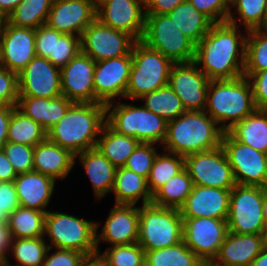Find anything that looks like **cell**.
<instances>
[{"label": "cell", "mask_w": 267, "mask_h": 266, "mask_svg": "<svg viewBox=\"0 0 267 266\" xmlns=\"http://www.w3.org/2000/svg\"><path fill=\"white\" fill-rule=\"evenodd\" d=\"M240 31L228 22L214 23L196 45L194 62L209 80L243 76L247 36Z\"/></svg>", "instance_id": "cell-1"}, {"label": "cell", "mask_w": 267, "mask_h": 266, "mask_svg": "<svg viewBox=\"0 0 267 266\" xmlns=\"http://www.w3.org/2000/svg\"><path fill=\"white\" fill-rule=\"evenodd\" d=\"M106 123V104L74 102L65 116L50 130L47 139L74 155L96 147Z\"/></svg>", "instance_id": "cell-2"}, {"label": "cell", "mask_w": 267, "mask_h": 266, "mask_svg": "<svg viewBox=\"0 0 267 266\" xmlns=\"http://www.w3.org/2000/svg\"><path fill=\"white\" fill-rule=\"evenodd\" d=\"M224 131L205 111H186L168 122L164 151L187 156L221 145Z\"/></svg>", "instance_id": "cell-3"}, {"label": "cell", "mask_w": 267, "mask_h": 266, "mask_svg": "<svg viewBox=\"0 0 267 266\" xmlns=\"http://www.w3.org/2000/svg\"><path fill=\"white\" fill-rule=\"evenodd\" d=\"M255 109L252 87L247 77L209 81L204 111L224 132Z\"/></svg>", "instance_id": "cell-4"}, {"label": "cell", "mask_w": 267, "mask_h": 266, "mask_svg": "<svg viewBox=\"0 0 267 266\" xmlns=\"http://www.w3.org/2000/svg\"><path fill=\"white\" fill-rule=\"evenodd\" d=\"M106 123L117 133L137 139L141 143L159 144L165 140L168 122L144 106L131 103L106 104Z\"/></svg>", "instance_id": "cell-5"}, {"label": "cell", "mask_w": 267, "mask_h": 266, "mask_svg": "<svg viewBox=\"0 0 267 266\" xmlns=\"http://www.w3.org/2000/svg\"><path fill=\"white\" fill-rule=\"evenodd\" d=\"M132 66L125 99L133 102L168 84L173 62L140 40L133 45Z\"/></svg>", "instance_id": "cell-6"}, {"label": "cell", "mask_w": 267, "mask_h": 266, "mask_svg": "<svg viewBox=\"0 0 267 266\" xmlns=\"http://www.w3.org/2000/svg\"><path fill=\"white\" fill-rule=\"evenodd\" d=\"M183 241V218L177 208L152 203L139 206L138 244L146 251L171 247Z\"/></svg>", "instance_id": "cell-7"}, {"label": "cell", "mask_w": 267, "mask_h": 266, "mask_svg": "<svg viewBox=\"0 0 267 266\" xmlns=\"http://www.w3.org/2000/svg\"><path fill=\"white\" fill-rule=\"evenodd\" d=\"M49 247L75 250L87 257L97 254L96 222L74 215L48 211L45 215L44 237Z\"/></svg>", "instance_id": "cell-8"}, {"label": "cell", "mask_w": 267, "mask_h": 266, "mask_svg": "<svg viewBox=\"0 0 267 266\" xmlns=\"http://www.w3.org/2000/svg\"><path fill=\"white\" fill-rule=\"evenodd\" d=\"M140 41L151 49L161 52L173 63H187L195 59L196 45L167 14H146Z\"/></svg>", "instance_id": "cell-9"}, {"label": "cell", "mask_w": 267, "mask_h": 266, "mask_svg": "<svg viewBox=\"0 0 267 266\" xmlns=\"http://www.w3.org/2000/svg\"><path fill=\"white\" fill-rule=\"evenodd\" d=\"M263 187L236 184L230 191L228 231L236 234H266L263 217Z\"/></svg>", "instance_id": "cell-10"}, {"label": "cell", "mask_w": 267, "mask_h": 266, "mask_svg": "<svg viewBox=\"0 0 267 266\" xmlns=\"http://www.w3.org/2000/svg\"><path fill=\"white\" fill-rule=\"evenodd\" d=\"M221 146L232 167L236 184L267 185V154L236 141L228 132L223 133Z\"/></svg>", "instance_id": "cell-11"}, {"label": "cell", "mask_w": 267, "mask_h": 266, "mask_svg": "<svg viewBox=\"0 0 267 266\" xmlns=\"http://www.w3.org/2000/svg\"><path fill=\"white\" fill-rule=\"evenodd\" d=\"M184 167L194 185L229 190L236 185L232 167L221 145L185 156Z\"/></svg>", "instance_id": "cell-12"}, {"label": "cell", "mask_w": 267, "mask_h": 266, "mask_svg": "<svg viewBox=\"0 0 267 266\" xmlns=\"http://www.w3.org/2000/svg\"><path fill=\"white\" fill-rule=\"evenodd\" d=\"M136 40L129 34L113 29L95 19L81 35V52L95 62L131 55Z\"/></svg>", "instance_id": "cell-13"}, {"label": "cell", "mask_w": 267, "mask_h": 266, "mask_svg": "<svg viewBox=\"0 0 267 266\" xmlns=\"http://www.w3.org/2000/svg\"><path fill=\"white\" fill-rule=\"evenodd\" d=\"M227 232V219L183 218V241L204 263L217 256Z\"/></svg>", "instance_id": "cell-14"}, {"label": "cell", "mask_w": 267, "mask_h": 266, "mask_svg": "<svg viewBox=\"0 0 267 266\" xmlns=\"http://www.w3.org/2000/svg\"><path fill=\"white\" fill-rule=\"evenodd\" d=\"M96 19L141 40L146 21L145 0H104L96 7Z\"/></svg>", "instance_id": "cell-15"}, {"label": "cell", "mask_w": 267, "mask_h": 266, "mask_svg": "<svg viewBox=\"0 0 267 266\" xmlns=\"http://www.w3.org/2000/svg\"><path fill=\"white\" fill-rule=\"evenodd\" d=\"M209 81L199 66L192 61L174 63L168 85L181 99L186 111H204Z\"/></svg>", "instance_id": "cell-16"}, {"label": "cell", "mask_w": 267, "mask_h": 266, "mask_svg": "<svg viewBox=\"0 0 267 266\" xmlns=\"http://www.w3.org/2000/svg\"><path fill=\"white\" fill-rule=\"evenodd\" d=\"M19 96L56 98L62 95L61 69L47 58L35 56L18 73Z\"/></svg>", "instance_id": "cell-17"}, {"label": "cell", "mask_w": 267, "mask_h": 266, "mask_svg": "<svg viewBox=\"0 0 267 266\" xmlns=\"http://www.w3.org/2000/svg\"><path fill=\"white\" fill-rule=\"evenodd\" d=\"M132 56L124 55L97 61L94 69L95 103L108 104L117 97L125 98Z\"/></svg>", "instance_id": "cell-18"}, {"label": "cell", "mask_w": 267, "mask_h": 266, "mask_svg": "<svg viewBox=\"0 0 267 266\" xmlns=\"http://www.w3.org/2000/svg\"><path fill=\"white\" fill-rule=\"evenodd\" d=\"M35 56V29L6 21L0 31V66L18 74Z\"/></svg>", "instance_id": "cell-19"}, {"label": "cell", "mask_w": 267, "mask_h": 266, "mask_svg": "<svg viewBox=\"0 0 267 266\" xmlns=\"http://www.w3.org/2000/svg\"><path fill=\"white\" fill-rule=\"evenodd\" d=\"M100 222H96V247L100 254V242L115 245L138 243L139 206L114 204L98 233Z\"/></svg>", "instance_id": "cell-20"}, {"label": "cell", "mask_w": 267, "mask_h": 266, "mask_svg": "<svg viewBox=\"0 0 267 266\" xmlns=\"http://www.w3.org/2000/svg\"><path fill=\"white\" fill-rule=\"evenodd\" d=\"M95 61L80 52L61 68L62 95L77 103H95Z\"/></svg>", "instance_id": "cell-21"}, {"label": "cell", "mask_w": 267, "mask_h": 266, "mask_svg": "<svg viewBox=\"0 0 267 266\" xmlns=\"http://www.w3.org/2000/svg\"><path fill=\"white\" fill-rule=\"evenodd\" d=\"M96 19V6L89 0H54L46 24L62 34L81 37Z\"/></svg>", "instance_id": "cell-22"}, {"label": "cell", "mask_w": 267, "mask_h": 266, "mask_svg": "<svg viewBox=\"0 0 267 266\" xmlns=\"http://www.w3.org/2000/svg\"><path fill=\"white\" fill-rule=\"evenodd\" d=\"M229 189L194 185L180 207L182 218L227 219L229 213Z\"/></svg>", "instance_id": "cell-23"}, {"label": "cell", "mask_w": 267, "mask_h": 266, "mask_svg": "<svg viewBox=\"0 0 267 266\" xmlns=\"http://www.w3.org/2000/svg\"><path fill=\"white\" fill-rule=\"evenodd\" d=\"M265 245V235L236 234L228 231L211 263L215 266H251Z\"/></svg>", "instance_id": "cell-24"}, {"label": "cell", "mask_w": 267, "mask_h": 266, "mask_svg": "<svg viewBox=\"0 0 267 266\" xmlns=\"http://www.w3.org/2000/svg\"><path fill=\"white\" fill-rule=\"evenodd\" d=\"M20 206L48 212L47 206L54 192L56 181L37 171L18 174L14 179Z\"/></svg>", "instance_id": "cell-25"}, {"label": "cell", "mask_w": 267, "mask_h": 266, "mask_svg": "<svg viewBox=\"0 0 267 266\" xmlns=\"http://www.w3.org/2000/svg\"><path fill=\"white\" fill-rule=\"evenodd\" d=\"M75 155L48 139L34 147L33 170L45 176L65 179L75 164Z\"/></svg>", "instance_id": "cell-26"}, {"label": "cell", "mask_w": 267, "mask_h": 266, "mask_svg": "<svg viewBox=\"0 0 267 266\" xmlns=\"http://www.w3.org/2000/svg\"><path fill=\"white\" fill-rule=\"evenodd\" d=\"M73 103L63 95L56 98L19 96L17 108L48 131L65 116Z\"/></svg>", "instance_id": "cell-27"}, {"label": "cell", "mask_w": 267, "mask_h": 266, "mask_svg": "<svg viewBox=\"0 0 267 266\" xmlns=\"http://www.w3.org/2000/svg\"><path fill=\"white\" fill-rule=\"evenodd\" d=\"M76 158L82 163L97 200L112 193L117 168L97 147L76 154L75 160Z\"/></svg>", "instance_id": "cell-28"}, {"label": "cell", "mask_w": 267, "mask_h": 266, "mask_svg": "<svg viewBox=\"0 0 267 266\" xmlns=\"http://www.w3.org/2000/svg\"><path fill=\"white\" fill-rule=\"evenodd\" d=\"M112 191L115 204L136 205L141 199L144 205L152 201L147 179L125 167L117 168Z\"/></svg>", "instance_id": "cell-29"}, {"label": "cell", "mask_w": 267, "mask_h": 266, "mask_svg": "<svg viewBox=\"0 0 267 266\" xmlns=\"http://www.w3.org/2000/svg\"><path fill=\"white\" fill-rule=\"evenodd\" d=\"M227 132L236 141L267 154V110L255 109Z\"/></svg>", "instance_id": "cell-30"}, {"label": "cell", "mask_w": 267, "mask_h": 266, "mask_svg": "<svg viewBox=\"0 0 267 266\" xmlns=\"http://www.w3.org/2000/svg\"><path fill=\"white\" fill-rule=\"evenodd\" d=\"M167 15L195 45L205 37L214 24L188 0L179 4L172 11L168 12Z\"/></svg>", "instance_id": "cell-31"}, {"label": "cell", "mask_w": 267, "mask_h": 266, "mask_svg": "<svg viewBox=\"0 0 267 266\" xmlns=\"http://www.w3.org/2000/svg\"><path fill=\"white\" fill-rule=\"evenodd\" d=\"M139 143L133 137L117 133L105 123L96 147L116 168H120L124 167L127 159Z\"/></svg>", "instance_id": "cell-32"}, {"label": "cell", "mask_w": 267, "mask_h": 266, "mask_svg": "<svg viewBox=\"0 0 267 266\" xmlns=\"http://www.w3.org/2000/svg\"><path fill=\"white\" fill-rule=\"evenodd\" d=\"M46 212L19 206L8 215L7 226L12 239L44 236Z\"/></svg>", "instance_id": "cell-33"}, {"label": "cell", "mask_w": 267, "mask_h": 266, "mask_svg": "<svg viewBox=\"0 0 267 266\" xmlns=\"http://www.w3.org/2000/svg\"><path fill=\"white\" fill-rule=\"evenodd\" d=\"M193 186V181L184 167L152 195L151 203L161 207L180 209Z\"/></svg>", "instance_id": "cell-34"}, {"label": "cell", "mask_w": 267, "mask_h": 266, "mask_svg": "<svg viewBox=\"0 0 267 266\" xmlns=\"http://www.w3.org/2000/svg\"><path fill=\"white\" fill-rule=\"evenodd\" d=\"M47 139V131L17 107L12 111L7 141L35 147Z\"/></svg>", "instance_id": "cell-35"}, {"label": "cell", "mask_w": 267, "mask_h": 266, "mask_svg": "<svg viewBox=\"0 0 267 266\" xmlns=\"http://www.w3.org/2000/svg\"><path fill=\"white\" fill-rule=\"evenodd\" d=\"M233 7L238 14L237 18L234 15L236 13L232 12ZM266 16L267 0H231L227 22L239 28L244 25L247 33L249 30L264 28ZM237 19L241 21L240 24Z\"/></svg>", "instance_id": "cell-36"}, {"label": "cell", "mask_w": 267, "mask_h": 266, "mask_svg": "<svg viewBox=\"0 0 267 266\" xmlns=\"http://www.w3.org/2000/svg\"><path fill=\"white\" fill-rule=\"evenodd\" d=\"M204 262L184 241L171 247L145 252V266H203Z\"/></svg>", "instance_id": "cell-37"}, {"label": "cell", "mask_w": 267, "mask_h": 266, "mask_svg": "<svg viewBox=\"0 0 267 266\" xmlns=\"http://www.w3.org/2000/svg\"><path fill=\"white\" fill-rule=\"evenodd\" d=\"M138 100L144 101L143 106L145 108L162 117L167 122L186 112L181 99L168 84L143 95Z\"/></svg>", "instance_id": "cell-38"}, {"label": "cell", "mask_w": 267, "mask_h": 266, "mask_svg": "<svg viewBox=\"0 0 267 266\" xmlns=\"http://www.w3.org/2000/svg\"><path fill=\"white\" fill-rule=\"evenodd\" d=\"M54 0H22L8 15L7 22L17 27L37 29L46 24Z\"/></svg>", "instance_id": "cell-39"}, {"label": "cell", "mask_w": 267, "mask_h": 266, "mask_svg": "<svg viewBox=\"0 0 267 266\" xmlns=\"http://www.w3.org/2000/svg\"><path fill=\"white\" fill-rule=\"evenodd\" d=\"M246 38V52L243 76L267 69V28L249 30Z\"/></svg>", "instance_id": "cell-40"}, {"label": "cell", "mask_w": 267, "mask_h": 266, "mask_svg": "<svg viewBox=\"0 0 267 266\" xmlns=\"http://www.w3.org/2000/svg\"><path fill=\"white\" fill-rule=\"evenodd\" d=\"M184 168V157L164 151L154 159L147 185L151 195Z\"/></svg>", "instance_id": "cell-41"}, {"label": "cell", "mask_w": 267, "mask_h": 266, "mask_svg": "<svg viewBox=\"0 0 267 266\" xmlns=\"http://www.w3.org/2000/svg\"><path fill=\"white\" fill-rule=\"evenodd\" d=\"M45 237L12 239L9 252L16 260L14 266H43L48 244Z\"/></svg>", "instance_id": "cell-42"}, {"label": "cell", "mask_w": 267, "mask_h": 266, "mask_svg": "<svg viewBox=\"0 0 267 266\" xmlns=\"http://www.w3.org/2000/svg\"><path fill=\"white\" fill-rule=\"evenodd\" d=\"M81 52V37L62 34L53 29L52 54L47 58L54 66L62 68Z\"/></svg>", "instance_id": "cell-43"}, {"label": "cell", "mask_w": 267, "mask_h": 266, "mask_svg": "<svg viewBox=\"0 0 267 266\" xmlns=\"http://www.w3.org/2000/svg\"><path fill=\"white\" fill-rule=\"evenodd\" d=\"M100 253L108 266H145V251L138 243L110 246Z\"/></svg>", "instance_id": "cell-44"}, {"label": "cell", "mask_w": 267, "mask_h": 266, "mask_svg": "<svg viewBox=\"0 0 267 266\" xmlns=\"http://www.w3.org/2000/svg\"><path fill=\"white\" fill-rule=\"evenodd\" d=\"M154 143H139L127 159L124 167L136 174L148 178L154 159L158 154Z\"/></svg>", "instance_id": "cell-45"}, {"label": "cell", "mask_w": 267, "mask_h": 266, "mask_svg": "<svg viewBox=\"0 0 267 266\" xmlns=\"http://www.w3.org/2000/svg\"><path fill=\"white\" fill-rule=\"evenodd\" d=\"M2 149L17 175L33 171L34 147L7 141Z\"/></svg>", "instance_id": "cell-46"}, {"label": "cell", "mask_w": 267, "mask_h": 266, "mask_svg": "<svg viewBox=\"0 0 267 266\" xmlns=\"http://www.w3.org/2000/svg\"><path fill=\"white\" fill-rule=\"evenodd\" d=\"M213 23L227 22L231 0H188Z\"/></svg>", "instance_id": "cell-47"}, {"label": "cell", "mask_w": 267, "mask_h": 266, "mask_svg": "<svg viewBox=\"0 0 267 266\" xmlns=\"http://www.w3.org/2000/svg\"><path fill=\"white\" fill-rule=\"evenodd\" d=\"M18 74L0 66V105L17 106Z\"/></svg>", "instance_id": "cell-48"}, {"label": "cell", "mask_w": 267, "mask_h": 266, "mask_svg": "<svg viewBox=\"0 0 267 266\" xmlns=\"http://www.w3.org/2000/svg\"><path fill=\"white\" fill-rule=\"evenodd\" d=\"M51 249H55V252L48 254ZM86 258L79 251L48 247L43 266H81Z\"/></svg>", "instance_id": "cell-49"}, {"label": "cell", "mask_w": 267, "mask_h": 266, "mask_svg": "<svg viewBox=\"0 0 267 266\" xmlns=\"http://www.w3.org/2000/svg\"><path fill=\"white\" fill-rule=\"evenodd\" d=\"M256 109L267 110V69L248 77Z\"/></svg>", "instance_id": "cell-50"}, {"label": "cell", "mask_w": 267, "mask_h": 266, "mask_svg": "<svg viewBox=\"0 0 267 266\" xmlns=\"http://www.w3.org/2000/svg\"><path fill=\"white\" fill-rule=\"evenodd\" d=\"M53 28L43 24L35 29V50L36 55L48 58L52 54Z\"/></svg>", "instance_id": "cell-51"}, {"label": "cell", "mask_w": 267, "mask_h": 266, "mask_svg": "<svg viewBox=\"0 0 267 266\" xmlns=\"http://www.w3.org/2000/svg\"><path fill=\"white\" fill-rule=\"evenodd\" d=\"M0 201L1 207L7 215L11 214L20 206L16 187L13 181L0 182Z\"/></svg>", "instance_id": "cell-52"}, {"label": "cell", "mask_w": 267, "mask_h": 266, "mask_svg": "<svg viewBox=\"0 0 267 266\" xmlns=\"http://www.w3.org/2000/svg\"><path fill=\"white\" fill-rule=\"evenodd\" d=\"M186 0H145L146 14H167Z\"/></svg>", "instance_id": "cell-53"}, {"label": "cell", "mask_w": 267, "mask_h": 266, "mask_svg": "<svg viewBox=\"0 0 267 266\" xmlns=\"http://www.w3.org/2000/svg\"><path fill=\"white\" fill-rule=\"evenodd\" d=\"M16 107L17 106L0 105V149L7 142V131L11 114Z\"/></svg>", "instance_id": "cell-54"}, {"label": "cell", "mask_w": 267, "mask_h": 266, "mask_svg": "<svg viewBox=\"0 0 267 266\" xmlns=\"http://www.w3.org/2000/svg\"><path fill=\"white\" fill-rule=\"evenodd\" d=\"M17 177L12 164L7 159L3 149H0V182H11Z\"/></svg>", "instance_id": "cell-55"}, {"label": "cell", "mask_w": 267, "mask_h": 266, "mask_svg": "<svg viewBox=\"0 0 267 266\" xmlns=\"http://www.w3.org/2000/svg\"><path fill=\"white\" fill-rule=\"evenodd\" d=\"M12 237L7 223H0V259H6L9 253Z\"/></svg>", "instance_id": "cell-56"}, {"label": "cell", "mask_w": 267, "mask_h": 266, "mask_svg": "<svg viewBox=\"0 0 267 266\" xmlns=\"http://www.w3.org/2000/svg\"><path fill=\"white\" fill-rule=\"evenodd\" d=\"M21 1L22 0H0V11L8 17Z\"/></svg>", "instance_id": "cell-57"}, {"label": "cell", "mask_w": 267, "mask_h": 266, "mask_svg": "<svg viewBox=\"0 0 267 266\" xmlns=\"http://www.w3.org/2000/svg\"><path fill=\"white\" fill-rule=\"evenodd\" d=\"M81 266H108V264L102 259L99 254L88 256Z\"/></svg>", "instance_id": "cell-58"}, {"label": "cell", "mask_w": 267, "mask_h": 266, "mask_svg": "<svg viewBox=\"0 0 267 266\" xmlns=\"http://www.w3.org/2000/svg\"><path fill=\"white\" fill-rule=\"evenodd\" d=\"M251 266H267V245L262 252L252 261Z\"/></svg>", "instance_id": "cell-59"}, {"label": "cell", "mask_w": 267, "mask_h": 266, "mask_svg": "<svg viewBox=\"0 0 267 266\" xmlns=\"http://www.w3.org/2000/svg\"><path fill=\"white\" fill-rule=\"evenodd\" d=\"M263 195H264L263 217H264V221H265V226L267 228V185L263 187Z\"/></svg>", "instance_id": "cell-60"}, {"label": "cell", "mask_w": 267, "mask_h": 266, "mask_svg": "<svg viewBox=\"0 0 267 266\" xmlns=\"http://www.w3.org/2000/svg\"><path fill=\"white\" fill-rule=\"evenodd\" d=\"M8 215L1 207V201H0V223H7Z\"/></svg>", "instance_id": "cell-61"}, {"label": "cell", "mask_w": 267, "mask_h": 266, "mask_svg": "<svg viewBox=\"0 0 267 266\" xmlns=\"http://www.w3.org/2000/svg\"><path fill=\"white\" fill-rule=\"evenodd\" d=\"M6 21H7V17L0 11V31L4 27Z\"/></svg>", "instance_id": "cell-62"}, {"label": "cell", "mask_w": 267, "mask_h": 266, "mask_svg": "<svg viewBox=\"0 0 267 266\" xmlns=\"http://www.w3.org/2000/svg\"><path fill=\"white\" fill-rule=\"evenodd\" d=\"M0 266H14V265H12V263L8 260V258H6V259H0Z\"/></svg>", "instance_id": "cell-63"}, {"label": "cell", "mask_w": 267, "mask_h": 266, "mask_svg": "<svg viewBox=\"0 0 267 266\" xmlns=\"http://www.w3.org/2000/svg\"><path fill=\"white\" fill-rule=\"evenodd\" d=\"M94 6H98L101 4L104 0H89Z\"/></svg>", "instance_id": "cell-64"}, {"label": "cell", "mask_w": 267, "mask_h": 266, "mask_svg": "<svg viewBox=\"0 0 267 266\" xmlns=\"http://www.w3.org/2000/svg\"><path fill=\"white\" fill-rule=\"evenodd\" d=\"M204 266H215V265L212 264L211 262H207V263H204Z\"/></svg>", "instance_id": "cell-65"}, {"label": "cell", "mask_w": 267, "mask_h": 266, "mask_svg": "<svg viewBox=\"0 0 267 266\" xmlns=\"http://www.w3.org/2000/svg\"><path fill=\"white\" fill-rule=\"evenodd\" d=\"M265 240H266V245H267V229H266V234H265Z\"/></svg>", "instance_id": "cell-66"}, {"label": "cell", "mask_w": 267, "mask_h": 266, "mask_svg": "<svg viewBox=\"0 0 267 266\" xmlns=\"http://www.w3.org/2000/svg\"><path fill=\"white\" fill-rule=\"evenodd\" d=\"M265 28H267V16H266V21H265Z\"/></svg>", "instance_id": "cell-67"}]
</instances>
